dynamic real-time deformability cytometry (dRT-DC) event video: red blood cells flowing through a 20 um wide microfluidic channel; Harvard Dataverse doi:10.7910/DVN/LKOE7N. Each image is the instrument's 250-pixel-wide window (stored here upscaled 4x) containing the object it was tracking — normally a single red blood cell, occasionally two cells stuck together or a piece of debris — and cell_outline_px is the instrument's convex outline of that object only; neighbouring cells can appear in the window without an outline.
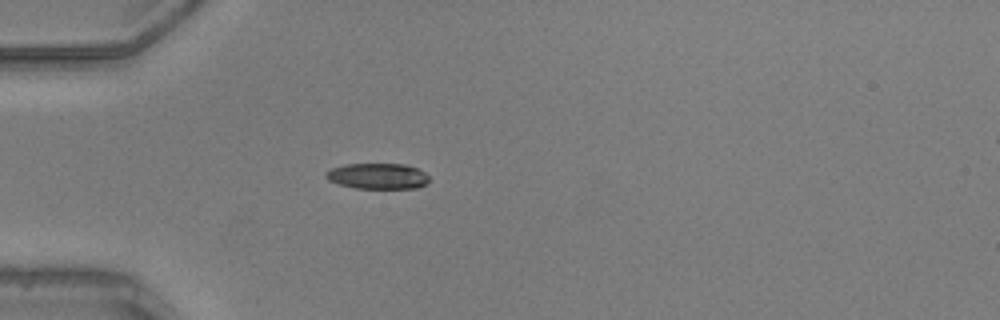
{"species": "common noctule bat (a hibernating species)", "species_latin": "Nyctalus noctula", "temperature_condition": "warm", "stored_images_in_passage": 32, "camera_frame_rate_fps": 3000, "um_per_image_px": 0.085, "animal": {"sex": "male", "body_mass_g": 20.5, "forearm_length_mm": 52.5}, "frame": {"image": 1, "passage_image": 1, "time_ms": 0.0, "image_size_px": [1000, 320], "cell_outline_px": [[428, 184], [416, 188], [356, 188], [340, 184], [328, 180], [324, 176], [324, 172], [332, 168], [344, 164], [404, 164], [416, 168], [424, 172], [428, 176]], "centroid_in_image_um": [32.09, 14.97], "position_along_channel_um": 52.9, "area_um2": 15.49}}
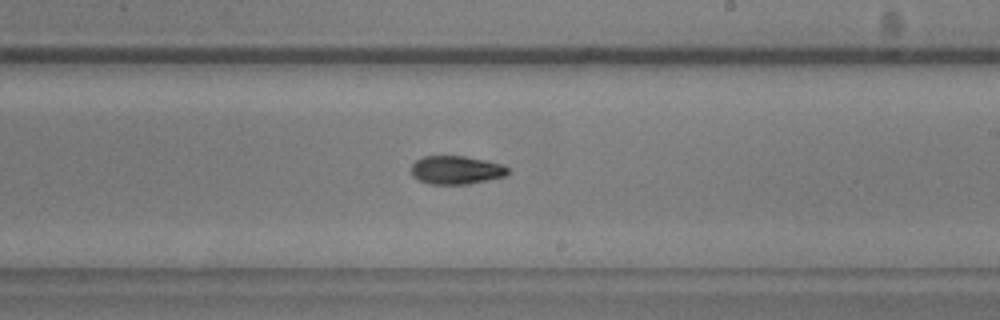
{"frame": {"image": 2, "passage_image": 16, "time_ms": 5.0, "image_size_px": [1000, 320], "cell_outline_px": [[508, 172], [504, 176], [488, 180], [468, 184], [428, 184], [412, 176], [412, 164], [416, 160], [424, 156], [464, 156], [504, 164], [508, 168]], "centroid_in_image_um": [38.77, 14.45], "position_along_channel_um": 250.2, "area_um2": 15.95}}
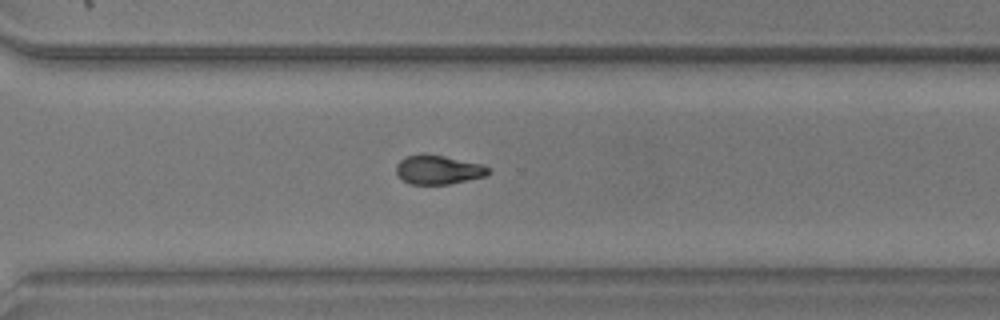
{"frame": {"image": 3, "passage_image": 22, "time_ms": 7.0, "image_size_px": [1000, 320], "cell_outline_px": [[488, 172], [484, 176], [448, 184], [412, 184], [404, 180], [396, 172], [396, 164], [404, 156], [420, 152], [424, 152], [484, 164], [488, 168]], "centroid_in_image_um": [37.2, 14.39], "position_along_channel_um": 333.4, "area_um2": 15.66}, "authors_computed_cell_mechanics": {"area_um2": 16.3285, "velocity_mm_per_s": 4.1754, "shape_relaxation_time_tau1_ms": 4.1839, "shape_relaxation_time_tau2_ms": 11.3963, "deformation_change_tau1": 0.1364, "deformation_change_tau2": 0.1557}}